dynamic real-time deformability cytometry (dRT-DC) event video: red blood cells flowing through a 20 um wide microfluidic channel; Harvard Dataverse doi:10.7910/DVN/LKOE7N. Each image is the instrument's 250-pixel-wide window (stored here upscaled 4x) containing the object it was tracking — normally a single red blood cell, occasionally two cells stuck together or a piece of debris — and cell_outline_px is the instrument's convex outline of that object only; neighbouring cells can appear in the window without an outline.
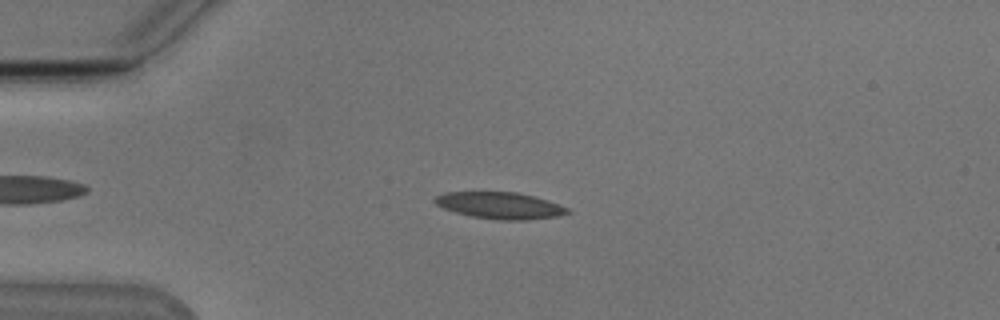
{"species": "Egyptian fruit bat (a non-hibernating species)", "species_latin": "Rousettus aegyptiacus", "temperature_condition": "cold", "stored_images_in_passage": 52, "camera_frame_rate_fps": 3000, "um_per_image_px": 0.085, "animal": {"sex": "male"}, "frame": {"image": 1, "passage_image": 12, "time_ms": 3.667, "image_size_px": [1000, 320], "cell_outline_px": [[572, 212], [560, 216], [528, 220], [496, 220], [472, 216], [456, 212], [444, 208], [436, 204], [432, 200], [436, 196], [448, 192], [516, 192], [548, 200], [568, 208]], "centroid_in_image_um": [42.53, 17.47], "position_along_channel_um": 42.5, "area_um2": 20.58}}
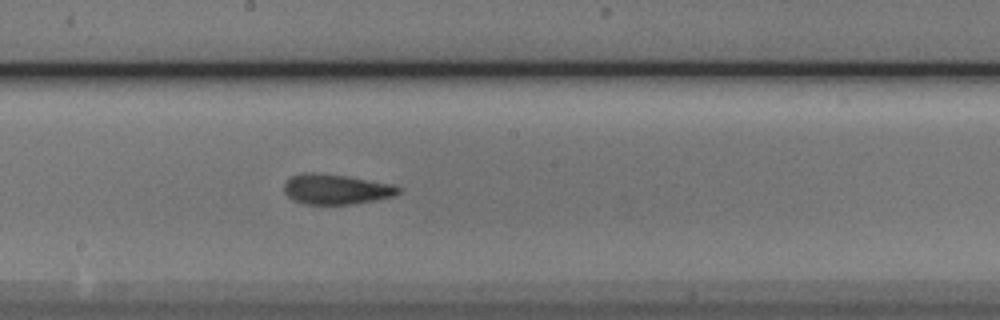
{"frame": {"image": 2, "passage_image": 28, "time_ms": 9.0, "image_size_px": [1000, 320], "cell_outline_px": [[400, 192], [392, 196], [376, 200], [352, 204], [304, 204], [292, 200], [284, 192], [284, 184], [292, 176], [312, 172], [344, 176], [392, 184], [400, 188]], "centroid_in_image_um": [28.54, 16.1], "position_along_channel_um": 219.7, "area_um2": 19.77}}
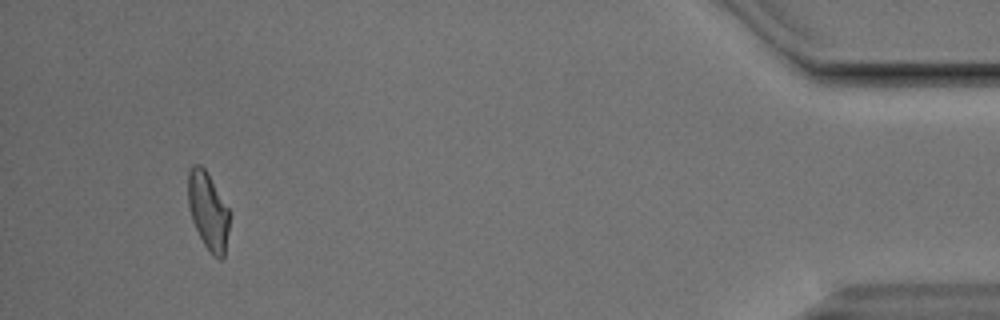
{"frame": {"image": 3, "passage_image": 49, "time_ms": 16.0, "image_size_px": [1000, 320], "cell_outline_px": [[228, 232], [224, 256], [220, 260], [212, 256], [204, 244], [192, 220], [188, 208], [188, 172], [192, 164], [200, 164], [204, 168], [228, 208]], "centroid_in_image_um": [17.66, 17.94], "position_along_channel_um": 417.5, "area_um2": 18.44}, "authors_computed_cell_mechanics": {"area_um2": 19.7676, "velocity_mm_per_s": 3.8271, "shape_relaxation_time_tau1_ms": 8.357, "shape_relaxation_time_tau2_ms": 2.5571, "deformation_change_tau1": 0.2096, "deformation_change_tau2": 0.106}}